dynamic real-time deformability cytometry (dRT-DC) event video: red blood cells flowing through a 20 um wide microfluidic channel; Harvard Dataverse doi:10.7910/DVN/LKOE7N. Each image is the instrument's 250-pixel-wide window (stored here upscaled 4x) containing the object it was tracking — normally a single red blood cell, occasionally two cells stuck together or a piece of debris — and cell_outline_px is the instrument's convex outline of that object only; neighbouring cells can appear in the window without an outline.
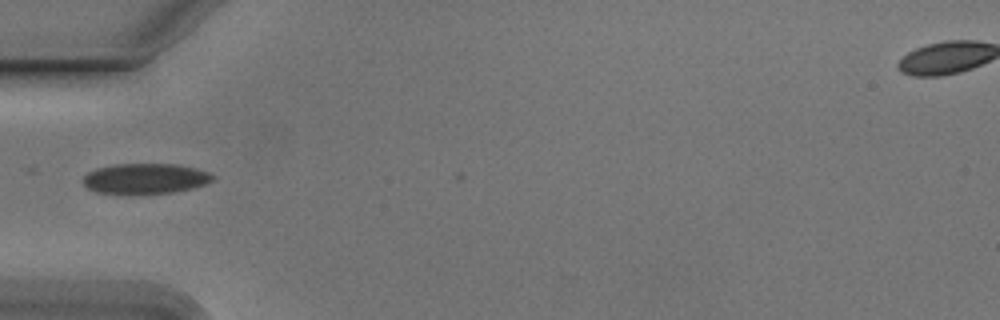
{"species": "Egyptian fruit bat (a non-hibernating species)", "species_latin": "Rousettus aegyptiacus", "temperature_condition": "cold", "stored_images_in_passage": 30, "camera_frame_rate_fps": 3000, "um_per_image_px": 0.085, "animal": {"sex": "male"}, "frame": {"image": 1, "passage_image": 1, "time_ms": 0.0, "image_size_px": [1000, 320], "cell_outline_px": [[216, 176], [212, 180], [204, 184], [192, 188], [172, 192], [140, 196], [124, 196], [96, 192], [88, 188], [80, 180], [88, 172], [96, 168], [116, 164], [176, 164], [196, 168], [208, 172]], "centroid_in_image_um": [12.29, 15.22], "position_along_channel_um": 72.7, "area_um2": 23.76}}
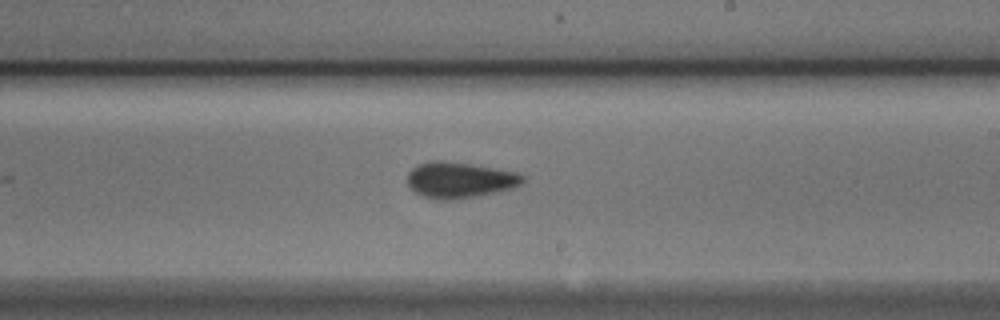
{"frame": {"image": 2, "passage_image": 15, "time_ms": 4.667, "image_size_px": [1000, 320], "cell_outline_px": [[524, 180], [520, 184], [512, 188], [480, 196], [460, 200], [432, 200], [416, 192], [408, 184], [408, 172], [412, 168], [420, 164], [432, 160], [440, 160], [468, 164], [516, 172], [524, 176]], "centroid_in_image_um": [39.06, 15.32], "position_along_channel_um": 249.9, "area_um2": 24.1}}
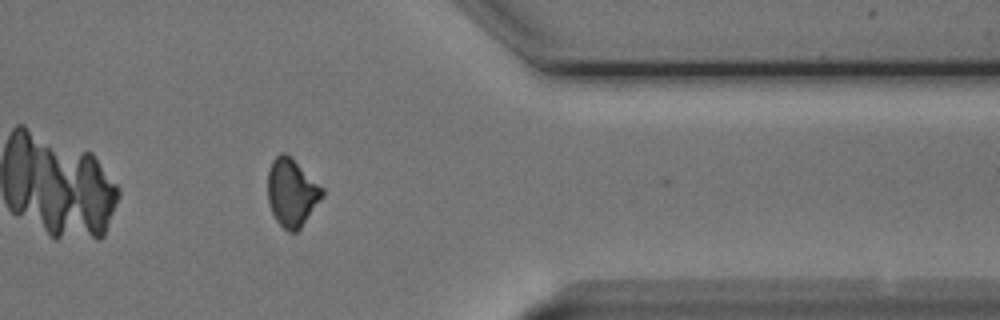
{"frame": {"image": 3, "passage_image": 27, "time_ms": 8.667, "image_size_px": [1000, 320], "cell_outline_px": [[324, 196], [300, 228], [296, 232], [288, 232], [276, 220], [268, 204], [268, 172], [272, 160], [280, 152], [284, 152], [292, 156], [324, 188]], "centroid_in_image_um": [24.81, 16.33], "position_along_channel_um": 386.6, "area_um2": 21.79}, "authors_computed_cell_mechanics": {"area_um2": 23.2356, "velocity_mm_per_s": 3.7911, "shape_relaxation_time_tau1_ms": 3.5856, "shape_relaxation_time_tau2_ms": 9.9546, "deformation_change_tau1": 0.0831, "deformation_change_tau2": 0.0971}}